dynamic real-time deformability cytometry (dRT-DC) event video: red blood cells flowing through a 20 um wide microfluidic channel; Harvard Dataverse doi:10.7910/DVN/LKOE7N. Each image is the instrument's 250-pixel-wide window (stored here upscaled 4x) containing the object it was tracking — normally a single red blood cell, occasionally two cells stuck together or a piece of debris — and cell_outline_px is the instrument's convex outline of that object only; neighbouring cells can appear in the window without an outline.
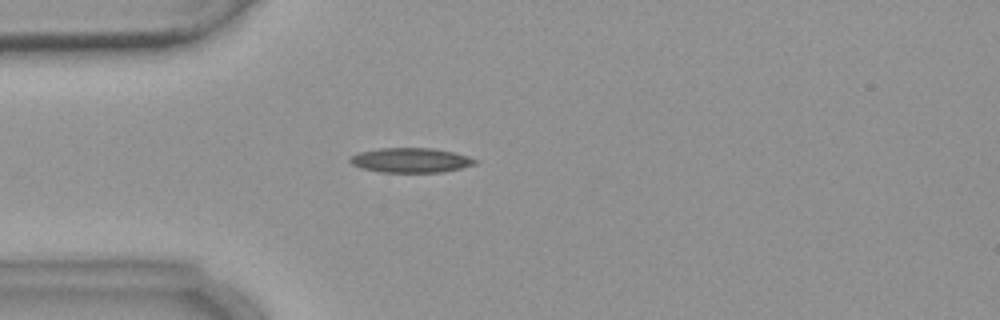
{"species": "common noctule bat (a hibernating species)", "species_latin": "Nyctalus noctula", "temperature_condition": "warm", "stored_images_in_passage": 4, "camera_frame_rate_fps": 3000, "um_per_image_px": 0.085, "animal": {"sex": "female", "body_mass_g": 18.4}, "frame": {"image": 1, "passage_image": 4, "time_ms": 4.333, "image_size_px": [1000, 320], "cell_outline_px": [[480, 160], [476, 164], [460, 168], [440, 172], [380, 172], [360, 168], [352, 164], [348, 160], [352, 156], [360, 152], [380, 148], [432, 148], [452, 152], [468, 156]], "centroid_in_image_um": [34.92, 13.62], "position_along_channel_um": 50.1, "area_um2": 17.92}}